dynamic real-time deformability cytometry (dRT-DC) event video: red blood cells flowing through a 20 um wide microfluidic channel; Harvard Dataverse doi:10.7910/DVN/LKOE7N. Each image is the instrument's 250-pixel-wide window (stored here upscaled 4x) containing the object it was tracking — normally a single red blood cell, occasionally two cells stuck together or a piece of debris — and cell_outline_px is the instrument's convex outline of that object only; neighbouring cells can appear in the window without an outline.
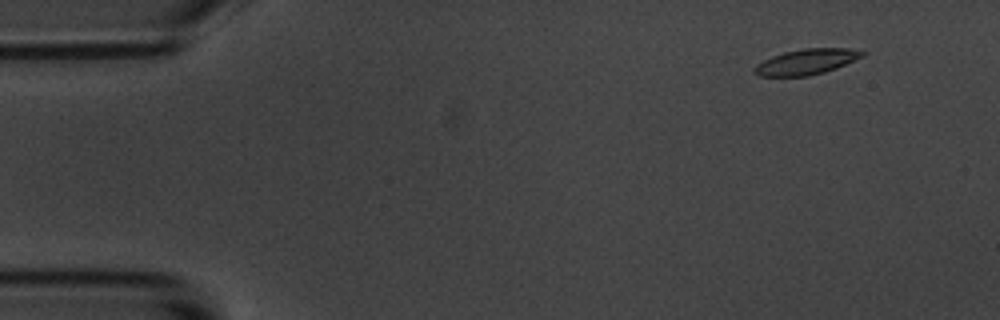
{"species": "common noctule bat (a hibernating species)", "species_latin": "Nyctalus noctula", "temperature_condition": "room temperature", "stored_images_in_passage": 5, "camera_frame_rate_fps": 3000, "um_per_image_px": 0.085, "animal": {"sex": "male", "body_mass_g": 20.1, "forearm_length_mm": 53.5}, "frame": {"image": 1, "passage_image": 2, "time_ms": 1.0, "image_size_px": [1000, 320], "cell_outline_px": [[868, 52], [864, 56], [836, 68], [824, 72], [808, 76], [760, 76], [752, 72], [752, 68], [756, 64], [772, 56], [784, 52], [804, 48], [848, 48]], "centroid_in_image_um": [68.54, 5.25], "position_along_channel_um": 16.5, "area_um2": 16.13}}
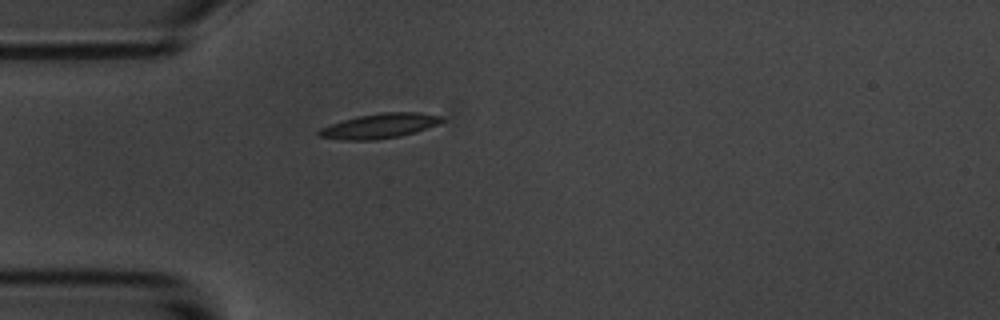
{"frame": {"image": 2, "passage_image": 5, "time_ms": 4.667, "image_size_px": [1000, 320], "cell_outline_px": [[444, 120], [436, 124], [416, 132], [400, 136], [376, 140], [344, 140], [320, 136], [316, 132], [320, 128], [356, 116], [380, 112], [420, 112], [440, 116]], "centroid_in_image_um": [32.25, 10.7], "position_along_channel_um": 52.7, "area_um2": 17.63}}